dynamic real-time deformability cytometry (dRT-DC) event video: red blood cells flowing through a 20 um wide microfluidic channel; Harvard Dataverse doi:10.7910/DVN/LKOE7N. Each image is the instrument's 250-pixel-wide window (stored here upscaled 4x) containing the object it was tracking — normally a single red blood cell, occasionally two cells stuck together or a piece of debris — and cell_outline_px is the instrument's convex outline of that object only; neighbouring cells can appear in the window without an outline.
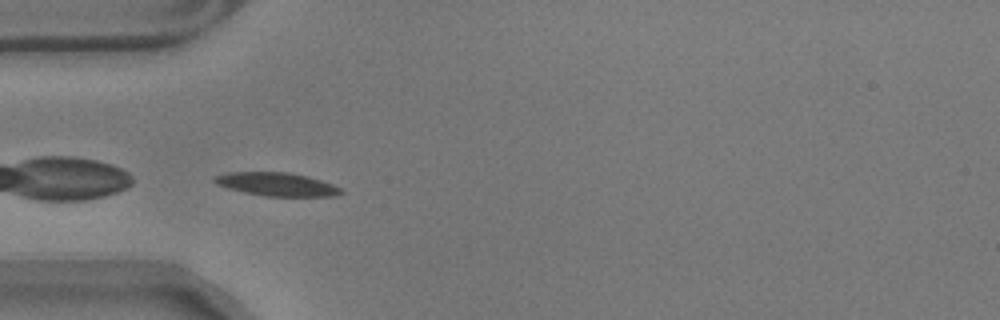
{"species": "common noctule bat (a hibernating species)", "species_latin": "Nyctalus noctula", "temperature_condition": "warm", "stored_images_in_passage": 41, "camera_frame_rate_fps": 3000, "um_per_image_px": 0.085, "animal": {"sex": "male", "body_mass_g": 17.9}, "frame": {"image": 1, "passage_image": 1, "time_ms": 0.0, "image_size_px": [1000, 320], "cell_outline_px": [[344, 192], [336, 196], [264, 196], [244, 192], [228, 188], [216, 184], [212, 180], [216, 176], [228, 172], [288, 172], [308, 176], [332, 184], [340, 188]], "centroid_in_image_um": [23.52, 15.66], "position_along_channel_um": 61.5, "area_um2": 17.17}}
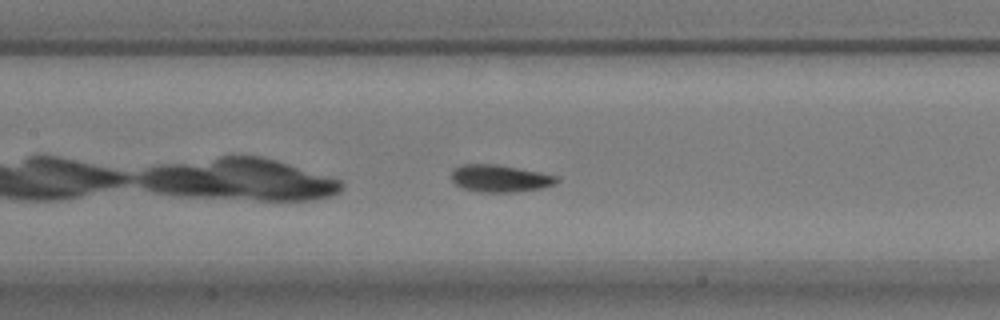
{"frame": {"image": 2, "passage_image": 10, "time_ms": 3.0, "image_size_px": [1000, 320], "cell_outline_px": [[560, 180], [556, 184], [540, 188], [516, 192], [480, 192], [464, 188], [456, 184], [452, 180], [452, 168], [464, 164], [496, 164], [540, 172], [556, 176]], "centroid_in_image_um": [42.5, 15.16], "position_along_channel_um": 164.9, "area_um2": 16.65}}
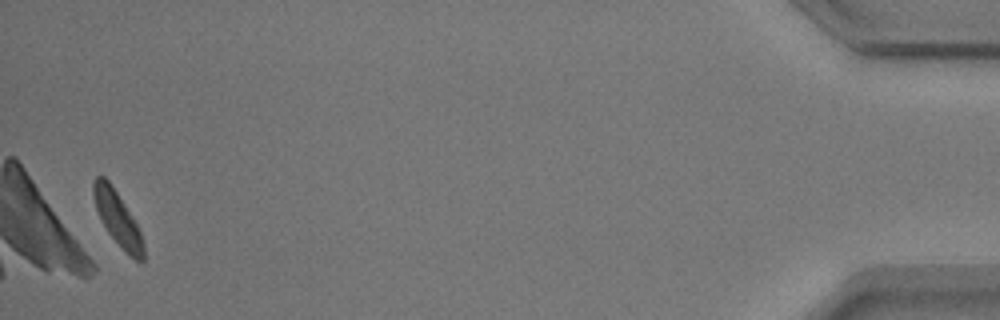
{"frame": {"image": 3, "passage_image": 40, "time_ms": 13.0, "image_size_px": [1000, 320], "cell_outline_px": [[144, 260], [136, 260], [108, 232], [96, 208], [92, 192], [92, 184], [96, 176], [104, 176], [108, 180], [116, 192], [136, 224], [140, 232], [144, 244]], "centroid_in_image_um": [9.97, 18.52], "position_along_channel_um": 425.2, "area_um2": 14.85}, "authors_computed_cell_mechanics": {"area_um2": 16.5886, "velocity_mm_per_s": 3.4871, "shape_relaxation_time_tau1_ms": 3.6953, "shape_relaxation_time_tau2_ms": 1.8317, "deformation_change_tau1": 0.1505, "deformation_change_tau2": 0.0305}}